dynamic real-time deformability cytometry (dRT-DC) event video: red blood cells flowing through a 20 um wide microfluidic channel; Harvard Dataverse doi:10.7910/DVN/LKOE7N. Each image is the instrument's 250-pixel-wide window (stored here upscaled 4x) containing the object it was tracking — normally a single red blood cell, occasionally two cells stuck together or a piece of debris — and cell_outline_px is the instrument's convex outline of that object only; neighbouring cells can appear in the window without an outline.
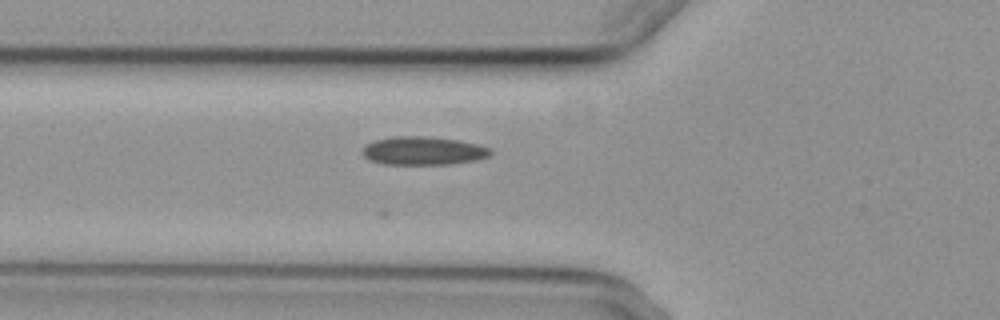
{"species": "common noctule bat (a hibernating species)", "species_latin": "Nyctalus noctula", "temperature_condition": "cold", "stored_images_in_passage": 6, "camera_frame_rate_fps": 3000, "um_per_image_px": 0.085, "animal": {"sex": "female", "body_mass_g": 29.2, "forearm_length_mm": 56.3}, "frame": {"image": 1, "passage_image": 6, "time_ms": 5.667, "image_size_px": [1000, 320], "cell_outline_px": [[492, 152], [488, 156], [476, 160], [448, 164], [384, 164], [368, 160], [360, 152], [368, 144], [376, 140], [392, 136], [428, 136], [456, 140], [476, 144], [492, 148]], "centroid_in_image_um": [35.96, 12.82], "position_along_channel_um": 89.8, "area_um2": 21.1}}